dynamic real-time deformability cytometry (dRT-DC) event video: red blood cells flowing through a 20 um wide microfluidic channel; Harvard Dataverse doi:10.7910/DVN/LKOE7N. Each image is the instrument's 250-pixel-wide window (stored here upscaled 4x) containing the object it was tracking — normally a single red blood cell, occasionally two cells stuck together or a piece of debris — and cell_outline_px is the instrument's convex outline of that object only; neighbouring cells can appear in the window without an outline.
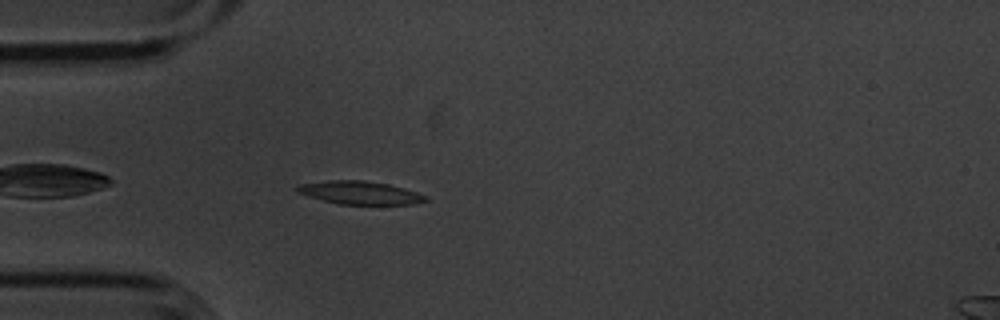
{"species": "common noctule bat (a hibernating species)", "species_latin": "Nyctalus noctula", "temperature_condition": "cold", "stored_images_in_passage": 38, "camera_frame_rate_fps": 3000, "um_per_image_px": 0.085, "animal": {"sex": "male", "body_mass_g": 20.1, "forearm_length_mm": 53.5}, "frame": {"image": 1, "passage_image": 3, "time_ms": 0.667, "image_size_px": [1000, 320], "cell_outline_px": [[428, 200], [416, 204], [340, 204], [308, 196], [296, 192], [296, 188], [300, 184], [332, 180], [360, 180], [388, 184], [404, 188], [428, 196]], "centroid_in_image_um": [30.62, 16.38], "position_along_channel_um": 54.4, "area_um2": 17.11}}
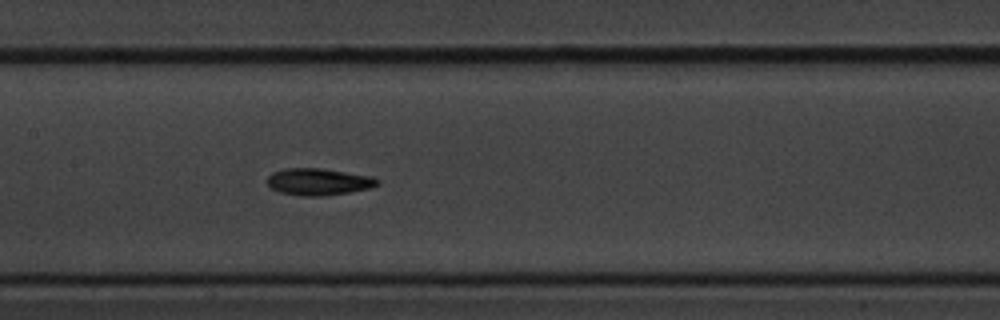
{"frame": {"image": 2, "passage_image": 14, "time_ms": 4.333, "image_size_px": [1000, 320], "cell_outline_px": [[380, 184], [368, 188], [348, 192], [324, 196], [300, 196], [280, 192], [272, 188], [268, 184], [268, 176], [272, 172], [284, 168], [320, 168], [368, 176], [380, 180]], "centroid_in_image_um": [27.04, 15.45], "position_along_channel_um": 180.4, "area_um2": 17.05}}
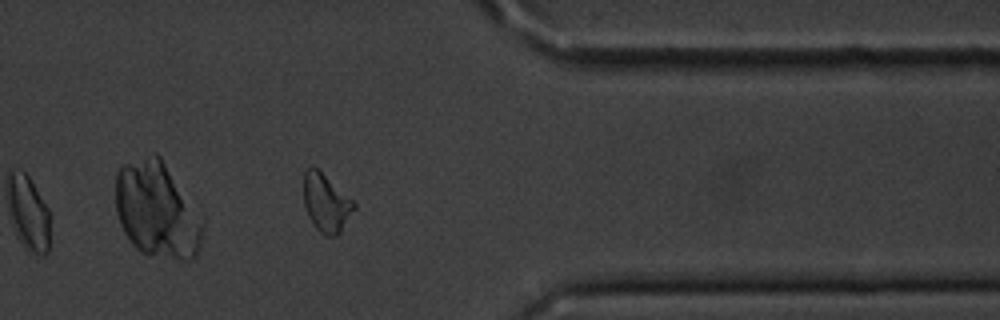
{"frame": {"image": 3, "passage_image": 32, "time_ms": 10.333, "image_size_px": [1000, 320], "cell_outline_px": [[356, 208], [340, 232], [336, 236], [324, 236], [316, 228], [308, 216], [304, 204], [304, 172], [308, 168], [316, 168], [356, 200]], "centroid_in_image_um": [27.76, 17.26], "position_along_channel_um": 383.6, "area_um2": 17.17}, "authors_computed_cell_mechanics": {"area_um2": 17.1088, "velocity_mm_per_s": 3.5901, "shape_relaxation_time_tau1_ms": 4.0713, "shape_relaxation_time_tau2_ms": 3.9016, "deformation_change_tau1": 0.1381, "deformation_change_tau2": 0.1037}}